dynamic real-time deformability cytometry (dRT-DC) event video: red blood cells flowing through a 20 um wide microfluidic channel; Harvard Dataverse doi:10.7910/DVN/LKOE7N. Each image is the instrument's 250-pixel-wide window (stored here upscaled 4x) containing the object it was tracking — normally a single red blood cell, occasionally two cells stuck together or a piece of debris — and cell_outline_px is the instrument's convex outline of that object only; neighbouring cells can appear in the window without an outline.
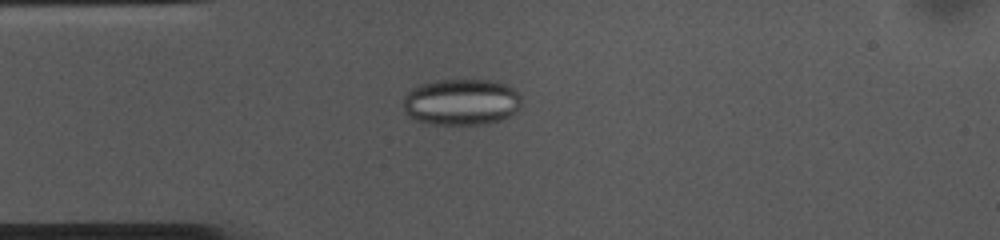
{"species": "common noctule bat (a hibernating species)", "species_latin": "Nyctalus noctula", "temperature_condition": "cold", "stored_images_in_passage": 53, "camera_frame_rate_fps": 3000, "um_per_image_px": 0.085, "animal": {"sex": "female", "body_mass_g": 10.0, "forearm_length_mm": 53.1}, "frame": {"image": 1, "passage_image": 12, "time_ms": 3.667, "image_size_px": [1000, 240], "cell_outline_px": [[520, 108], [512, 116], [500, 120], [480, 124], [432, 124], [416, 120], [408, 116], [404, 112], [404, 96], [416, 84], [432, 80], [496, 80], [516, 88], [520, 96]], "centroid_in_image_um": [39.22, 8.65], "position_along_channel_um": 45.8, "area_um2": 32.48}}
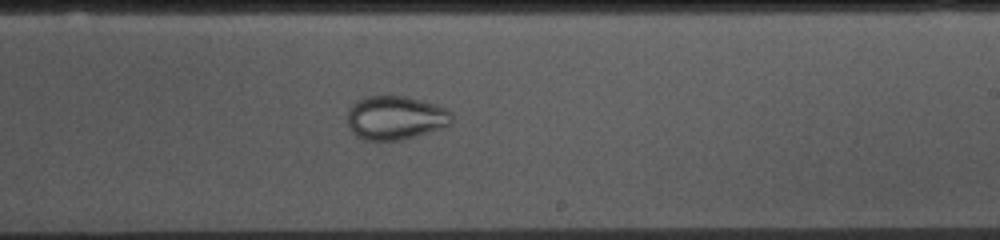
{"frame": {"image": 2, "passage_image": 30, "time_ms": 9.667, "image_size_px": [1000, 240], "cell_outline_px": [[452, 120], [444, 128], [416, 136], [400, 140], [364, 140], [356, 136], [348, 128], [348, 108], [356, 100], [364, 96], [388, 92], [436, 104], [444, 108], [452, 116]], "centroid_in_image_um": [33.55, 9.97], "position_along_channel_um": 255.5, "area_um2": 27.28}}
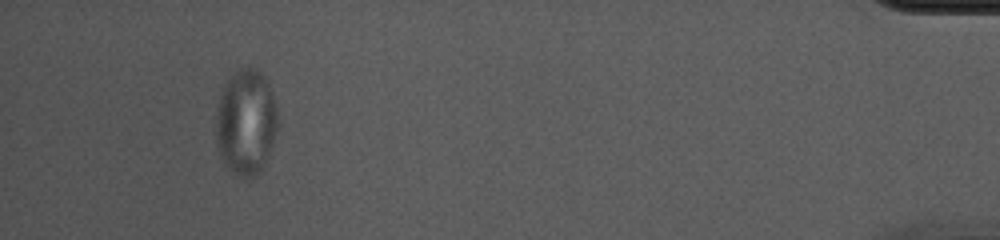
{"frame": {"image": 3, "passage_image": 49, "time_ms": 16.0, "image_size_px": [1000, 240], "cell_outline_px": [[280, 124], [272, 144], [260, 172], [256, 176], [240, 176], [228, 168], [224, 164], [220, 156], [216, 144], [216, 112], [220, 96], [224, 84], [240, 68], [256, 68], [264, 76], [272, 92], [280, 112]], "centroid_in_image_um": [20.93, 10.37], "position_along_channel_um": 414.3, "area_um2": 38.32}}